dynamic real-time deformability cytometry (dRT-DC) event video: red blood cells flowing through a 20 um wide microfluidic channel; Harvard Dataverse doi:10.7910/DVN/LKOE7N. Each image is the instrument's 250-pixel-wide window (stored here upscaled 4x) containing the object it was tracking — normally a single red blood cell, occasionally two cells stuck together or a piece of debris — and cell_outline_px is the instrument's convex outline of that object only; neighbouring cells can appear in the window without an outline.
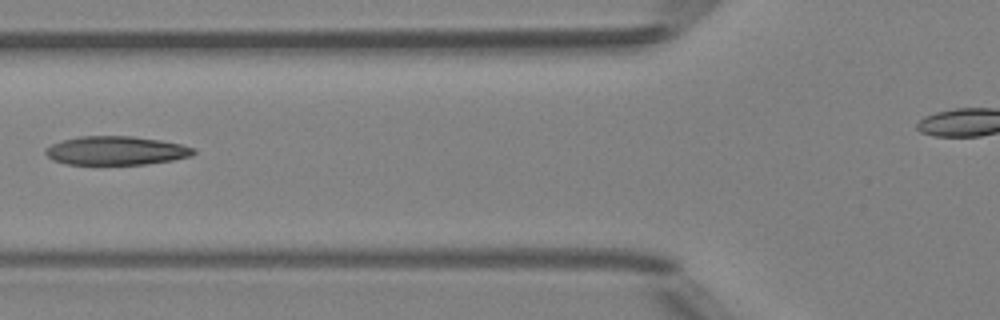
{"species": "Egyptian fruit bat (a non-hibernating species)", "species_latin": "Rousettus aegyptiacus", "temperature_condition": "room temperature", "stored_images_in_passage": 6, "camera_frame_rate_fps": 3000, "um_per_image_px": 0.085, "animal": {"sex": "female"}, "frame": {"image": 1, "passage_image": 6, "time_ms": 5.667, "image_size_px": [1000, 320], "cell_outline_px": [[196, 152], [192, 156], [172, 160], [144, 164], [68, 164], [52, 160], [44, 152], [52, 144], [64, 140], [80, 136], [132, 136], [160, 140], [180, 144], [196, 148]], "centroid_in_image_um": [9.9, 12.8], "position_along_channel_um": 115.9, "area_um2": 24.62}}